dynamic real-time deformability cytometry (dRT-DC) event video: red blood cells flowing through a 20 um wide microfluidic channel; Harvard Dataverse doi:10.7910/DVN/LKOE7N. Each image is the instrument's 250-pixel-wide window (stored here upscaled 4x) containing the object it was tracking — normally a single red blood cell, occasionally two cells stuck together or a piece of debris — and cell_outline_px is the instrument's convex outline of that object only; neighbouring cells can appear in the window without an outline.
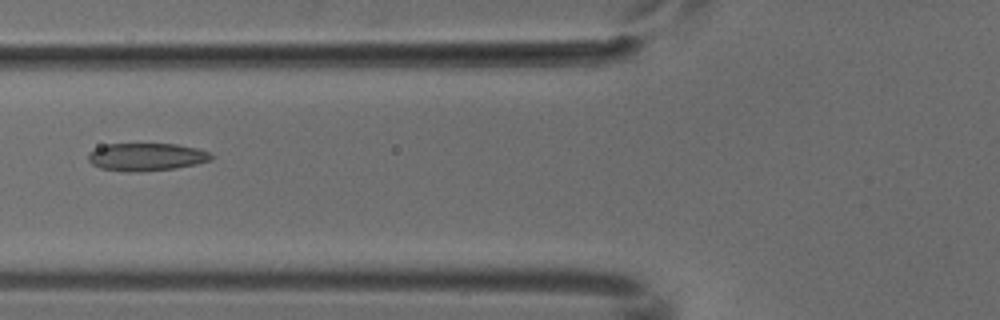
{"species": "common noctule bat (a hibernating species)", "species_latin": "Nyctalus noctula", "temperature_condition": "cold", "stored_images_in_passage": 3, "camera_frame_rate_fps": 3000, "um_per_image_px": 0.085, "animal": {"sex": "male", "body_mass_g": 18.8}, "frame": {"image": 1, "passage_image": 3, "time_ms": 0.667, "image_size_px": [1000, 320], "cell_outline_px": [[216, 156], [212, 160], [196, 164], [176, 168], [140, 172], [128, 172], [100, 168], [92, 164], [88, 160], [88, 152], [96, 148], [108, 144], [176, 144], [196, 148], [208, 152]], "centroid_in_image_um": [12.45, 13.34], "position_along_channel_um": 113.3, "area_um2": 20.0}}